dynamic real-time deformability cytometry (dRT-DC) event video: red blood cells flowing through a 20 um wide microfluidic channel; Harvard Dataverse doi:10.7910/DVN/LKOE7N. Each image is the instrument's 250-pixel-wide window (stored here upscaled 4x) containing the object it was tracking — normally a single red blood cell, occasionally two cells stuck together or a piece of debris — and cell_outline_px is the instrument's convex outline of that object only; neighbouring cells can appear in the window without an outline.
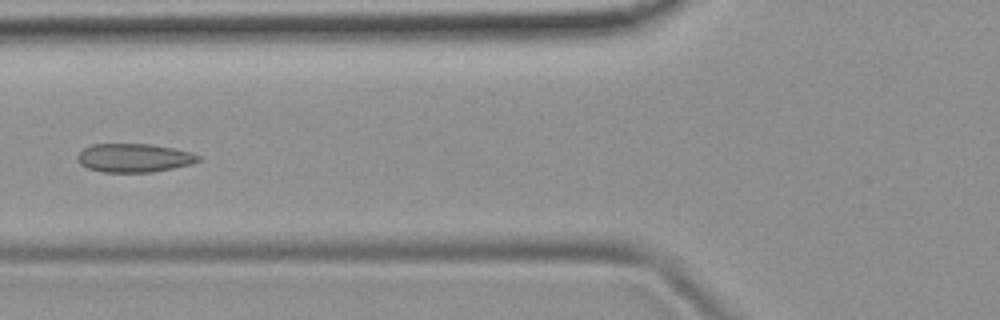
{"species": "common noctule bat (a hibernating species)", "species_latin": "Nyctalus noctula", "temperature_condition": "room temperature", "stored_images_in_passage": 5, "camera_frame_rate_fps": 3000, "um_per_image_px": 0.085, "animal": {"sex": "female", "body_mass_g": 19.9}, "frame": {"image": 1, "passage_image": 4, "time_ms": 1.0, "image_size_px": [1000, 320], "cell_outline_px": [[200, 160], [192, 164], [152, 172], [100, 172], [88, 168], [80, 164], [76, 160], [76, 156], [84, 148], [92, 144], [152, 144], [192, 152], [200, 156]], "centroid_in_image_um": [11.38, 13.42], "position_along_channel_um": 114.4, "area_um2": 20.23}}
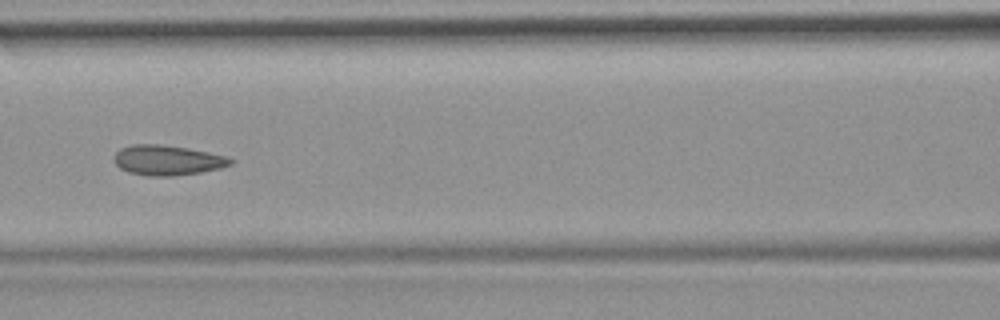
{"frame": {"image": 2, "passage_image": 5, "time_ms": 1.333, "image_size_px": [1000, 320], "cell_outline_px": [[236, 160], [232, 164], [220, 168], [200, 172], [172, 176], [148, 176], [128, 172], [120, 168], [112, 160], [112, 156], [120, 148], [132, 144], [160, 144], [188, 148], [228, 156]], "centroid_in_image_um": [14.22, 13.61], "position_along_channel_um": 152.4, "area_um2": 20.63}}